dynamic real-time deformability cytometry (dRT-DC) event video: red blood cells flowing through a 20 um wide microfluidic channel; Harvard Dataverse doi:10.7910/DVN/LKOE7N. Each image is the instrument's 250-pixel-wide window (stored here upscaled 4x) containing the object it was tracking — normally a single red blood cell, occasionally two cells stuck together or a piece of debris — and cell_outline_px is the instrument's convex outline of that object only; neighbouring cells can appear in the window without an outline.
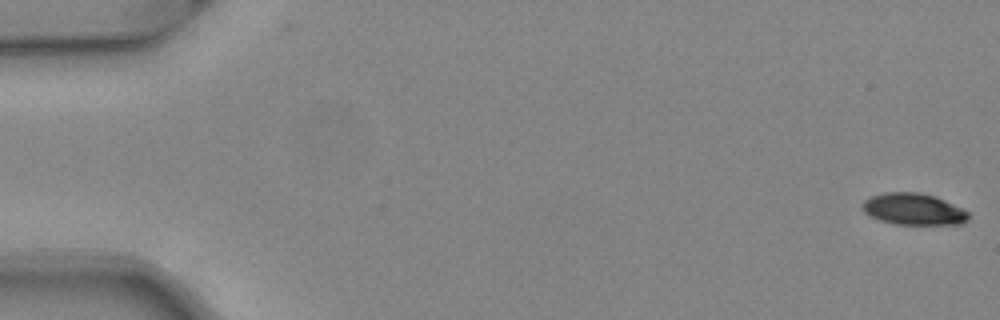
{"species": "common noctule bat (a hibernating species)", "species_latin": "Nyctalus noctula", "temperature_condition": "warm", "stored_images_in_passage": 51, "camera_frame_rate_fps": 3000, "um_per_image_px": 0.085, "animal": {"sex": "female", "body_mass_g": 24.6, "forearm_length_mm": 56.2}, "frame": {"image": 1, "passage_image": 1, "time_ms": 0.0, "image_size_px": [1000, 320], "cell_outline_px": [[968, 220], [960, 224], [892, 224], [868, 216], [860, 208], [860, 204], [864, 200], [872, 196], [884, 192], [920, 192], [936, 196], [968, 212]], "centroid_in_image_um": [77.58, 17.77], "position_along_channel_um": 7.4, "area_um2": 19.65}}
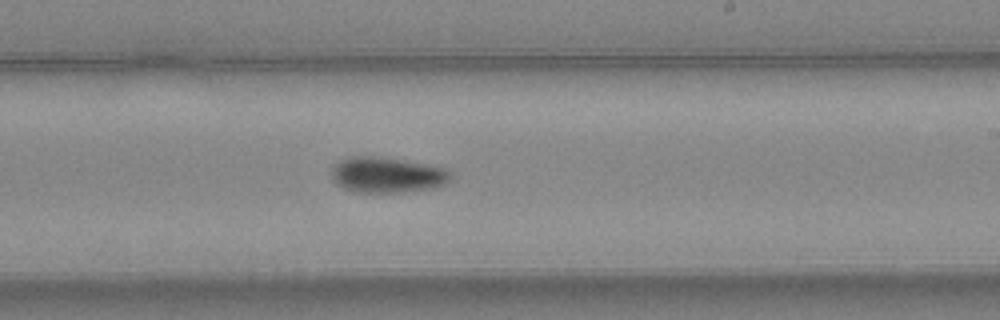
{"frame": {"image": 2, "passage_image": 31, "time_ms": 10.0, "image_size_px": [1000, 320], "cell_outline_px": [[452, 176], [444, 184], [432, 188], [400, 192], [352, 192], [336, 184], [332, 180], [332, 168], [340, 160], [352, 156], [372, 156], [404, 160], [444, 168], [452, 172]], "centroid_in_image_um": [32.87, 14.87], "position_along_channel_um": 256.1, "area_um2": 24.57}}
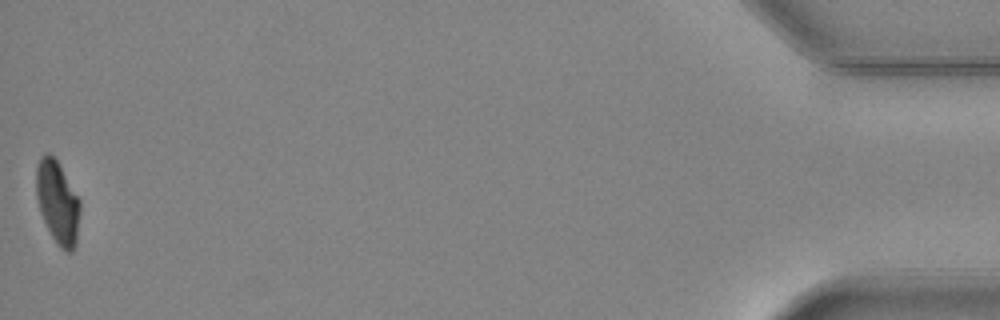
{"frame": {"image": 3, "passage_image": 51, "time_ms": 16.667, "image_size_px": [1000, 320], "cell_outline_px": [[80, 212], [76, 244], [72, 252], [68, 252], [60, 248], [56, 244], [40, 212], [36, 196], [36, 168], [40, 156], [44, 152], [48, 152], [60, 164], [80, 200]], "centroid_in_image_um": [4.89, 17.18], "position_along_channel_um": 430.3, "area_um2": 21.33}, "authors_computed_cell_mechanics": {"area_um2": 22.8888, "velocity_mm_per_s": 4.0871, "shape_relaxation_time_tau1_ms": 4.1685, "shape_relaxation_time_tau2_ms": null, "deformation_change_tau1": 0.1463, "deformation_change_tau2": null}}